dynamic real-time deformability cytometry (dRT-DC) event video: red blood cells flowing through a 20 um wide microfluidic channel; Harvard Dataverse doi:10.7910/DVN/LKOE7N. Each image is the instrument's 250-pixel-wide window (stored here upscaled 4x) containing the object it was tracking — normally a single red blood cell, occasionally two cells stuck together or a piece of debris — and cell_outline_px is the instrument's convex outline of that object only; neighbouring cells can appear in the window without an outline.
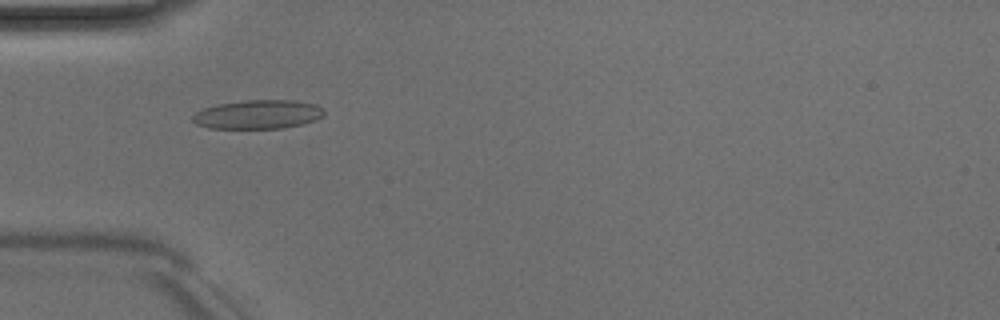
{"species": "Egyptian fruit bat (a non-hibernating species)", "species_latin": "Rousettus aegyptiacus", "temperature_condition": "room temperature", "stored_images_in_passage": 3, "camera_frame_rate_fps": 3000, "um_per_image_px": 0.085, "animal": {"sex": "male"}, "frame": {"image": 1, "passage_image": 1, "time_ms": 0.0, "image_size_px": [1000, 320], "cell_outline_px": [[324, 116], [316, 120], [304, 124], [280, 128], [208, 128], [196, 124], [192, 120], [192, 116], [196, 112], [204, 108], [220, 104], [244, 100], [292, 100], [316, 104], [324, 112]], "centroid_in_image_um": [21.93, 9.73], "position_along_channel_um": 63.1, "area_um2": 22.08}}